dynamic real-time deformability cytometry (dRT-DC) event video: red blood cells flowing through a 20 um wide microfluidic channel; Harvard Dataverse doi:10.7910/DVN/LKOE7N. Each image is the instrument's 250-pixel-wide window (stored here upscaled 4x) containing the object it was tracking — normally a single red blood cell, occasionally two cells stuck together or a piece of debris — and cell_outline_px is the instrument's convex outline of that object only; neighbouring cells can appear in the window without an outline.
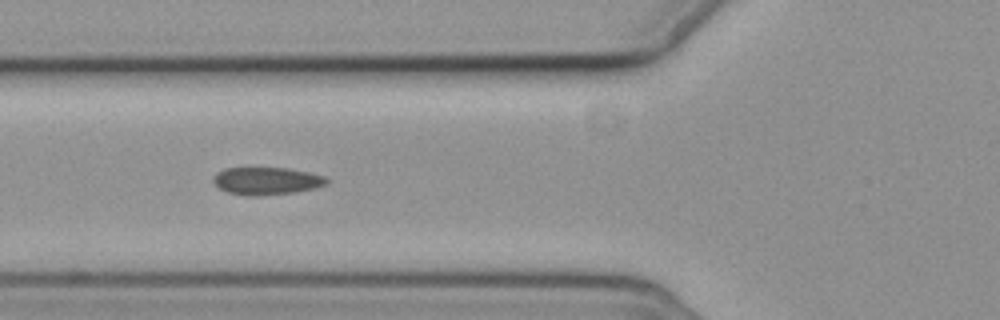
{"species": "common noctule bat (a hibernating species)", "species_latin": "Nyctalus noctula", "temperature_condition": "cold", "stored_images_in_passage": 13, "camera_frame_rate_fps": 3000, "um_per_image_px": 0.085, "animal": {"sex": "female", "body_mass_g": 19.3, "forearm_length_mm": 54.1}, "frame": {"image": 1, "passage_image": 4, "time_ms": 4.0, "image_size_px": [1000, 320], "cell_outline_px": [[332, 180], [328, 184], [316, 188], [296, 192], [260, 196], [248, 196], [228, 192], [220, 188], [212, 180], [216, 172], [224, 168], [288, 168], [308, 172], [324, 176]], "centroid_in_image_um": [22.71, 15.38], "position_along_channel_um": 103.1, "area_um2": 18.38}}
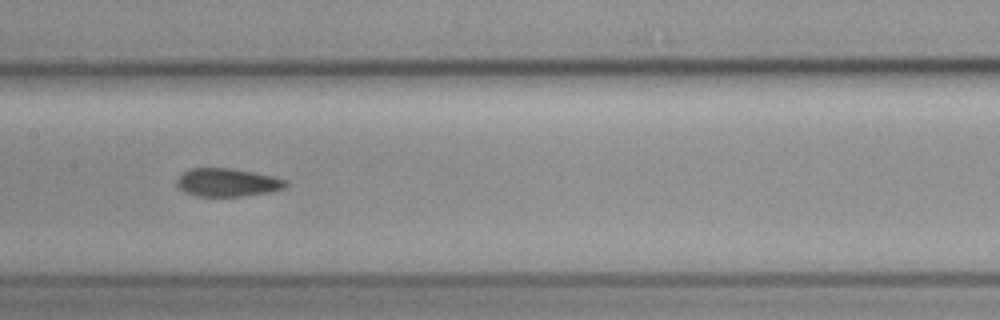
{"frame": {"image": 2, "passage_image": 6, "time_ms": 6.333, "image_size_px": [1000, 320], "cell_outline_px": [[288, 184], [284, 188], [268, 192], [240, 196], [196, 196], [184, 192], [176, 184], [176, 180], [188, 168], [228, 168], [256, 172], [276, 176], [288, 180]], "centroid_in_image_um": [19.35, 15.5], "position_along_channel_um": 188.1, "area_um2": 17.98}}
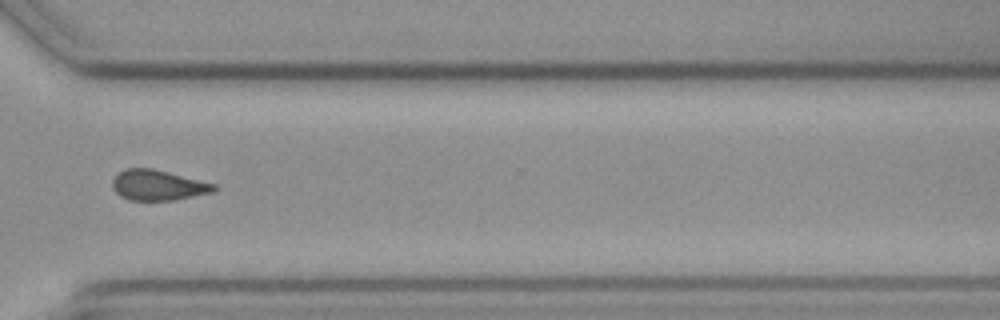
{"frame": {"image": 3, "passage_image": 10, "time_ms": 11.0, "image_size_px": [1000, 320], "cell_outline_px": [[216, 188], [212, 192], [172, 200], [128, 200], [120, 196], [116, 192], [112, 184], [112, 180], [120, 172], [128, 168], [152, 168], [216, 184]], "centroid_in_image_um": [13.41, 15.74], "position_along_channel_um": 357.2, "area_um2": 17.69}, "authors_computed_cell_mechanics": {"area_um2": 18.0914, "velocity_mm_per_s": 3.64, "shape_relaxation_time_tau1_ms": null, "shape_relaxation_time_tau2_ms": 9.0544, "deformation_change_tau1": null, "deformation_change_tau2": 0.106}}